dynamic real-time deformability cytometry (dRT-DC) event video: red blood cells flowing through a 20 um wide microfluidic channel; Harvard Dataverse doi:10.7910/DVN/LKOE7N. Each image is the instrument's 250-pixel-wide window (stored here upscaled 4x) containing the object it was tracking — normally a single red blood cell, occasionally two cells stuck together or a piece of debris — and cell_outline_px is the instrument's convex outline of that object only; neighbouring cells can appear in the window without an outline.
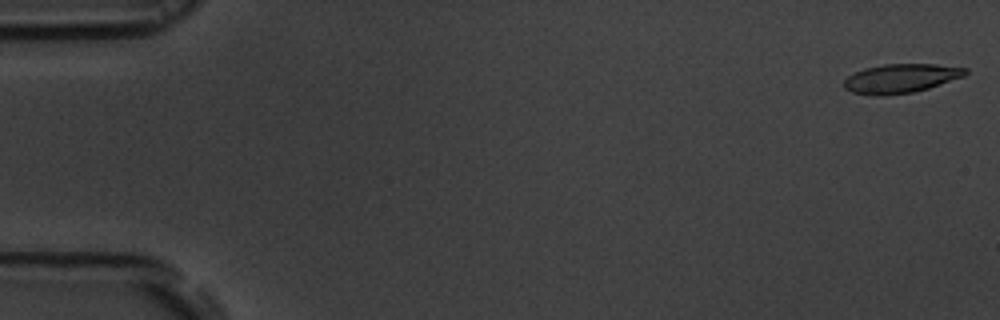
{"species": "common noctule bat (a hibernating species)", "species_latin": "Nyctalus noctula", "temperature_condition": "room temperature", "stored_images_in_passage": 55, "camera_frame_rate_fps": 3000, "um_per_image_px": 0.085, "animal": {"sex": "male", "body_mass_g": 19.5, "forearm_length_mm": 54.6}, "frame": {"image": 1, "passage_image": 1, "time_ms": 0.0, "image_size_px": [1000, 320], "cell_outline_px": [[968, 72], [964, 76], [928, 88], [912, 92], [884, 96], [872, 96], [852, 92], [844, 88], [844, 80], [848, 76], [864, 68], [884, 64], [936, 64], [968, 68]], "centroid_in_image_um": [76.56, 6.67], "position_along_channel_um": 8.4, "area_um2": 20.58}}
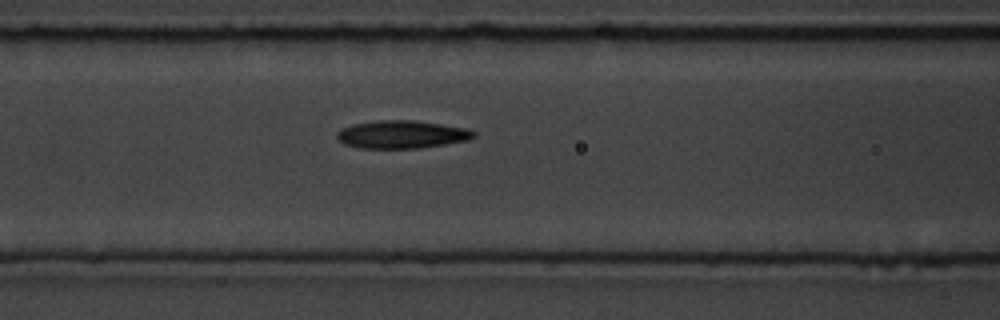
{"frame": {"image": 2, "passage_image": 23, "time_ms": 7.333, "image_size_px": [1000, 320], "cell_outline_px": [[476, 136], [468, 140], [420, 148], [360, 148], [344, 144], [336, 136], [336, 132], [340, 128], [352, 124], [376, 120], [416, 120], [464, 128], [476, 132]], "centroid_in_image_um": [34.11, 11.42], "position_along_channel_um": 132.5, "area_um2": 22.25}}
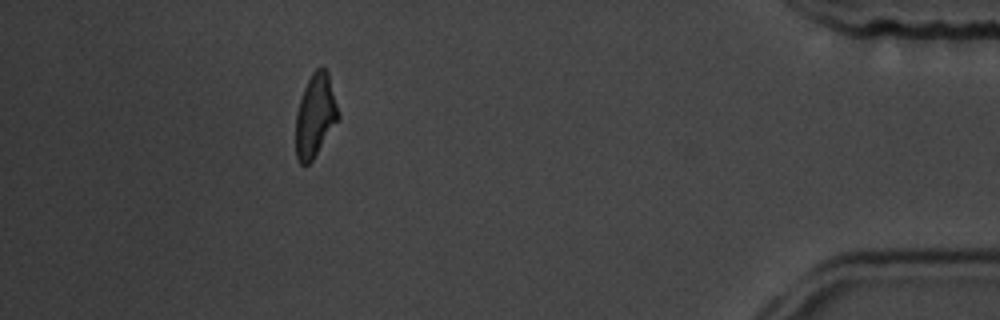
{"frame": {"image": 3, "passage_image": 50, "time_ms": 16.333, "image_size_px": [1000, 320], "cell_outline_px": [[340, 116], [312, 160], [308, 164], [300, 164], [296, 156], [296, 112], [304, 88], [312, 72], [316, 68], [324, 68], [328, 72], [340, 112]], "centroid_in_image_um": [26.8, 9.8], "position_along_channel_um": 408.4, "area_um2": 20.35}, "authors_computed_cell_mechanics": {"area_um2": 21.2704, "velocity_mm_per_s": 3.6613, "shape_relaxation_time_tau1_ms": 3.0637, "shape_relaxation_time_tau2_ms": 3.8377, "deformation_change_tau1": 0.1397, "deformation_change_tau2": 0.1391}}